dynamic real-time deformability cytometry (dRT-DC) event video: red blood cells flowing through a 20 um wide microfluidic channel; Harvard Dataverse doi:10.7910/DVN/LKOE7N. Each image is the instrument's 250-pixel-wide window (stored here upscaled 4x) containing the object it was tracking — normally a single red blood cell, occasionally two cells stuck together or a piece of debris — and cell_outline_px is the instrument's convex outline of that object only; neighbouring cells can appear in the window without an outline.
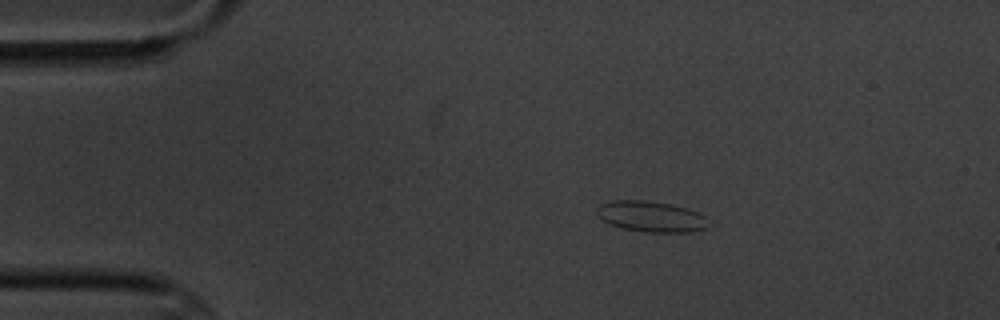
{"species": "common noctule bat (a hibernating species)", "species_latin": "Nyctalus noctula", "temperature_condition": "cold", "stored_images_in_passage": 3, "camera_frame_rate_fps": 3000, "um_per_image_px": 0.085, "animal": {"sex": "male", "body_mass_g": 20.1, "forearm_length_mm": 53.5}, "frame": {"image": 1, "passage_image": 2, "time_ms": 1.333, "image_size_px": [1000, 320], "cell_outline_px": [[712, 224], [708, 228], [692, 232], [644, 232], [624, 228], [612, 224], [596, 216], [596, 208], [600, 204], [612, 200], [644, 200], [672, 204], [688, 208], [700, 212], [712, 220]], "centroid_in_image_um": [55.44, 18.4], "position_along_channel_um": 29.6, "area_um2": 20.52}}